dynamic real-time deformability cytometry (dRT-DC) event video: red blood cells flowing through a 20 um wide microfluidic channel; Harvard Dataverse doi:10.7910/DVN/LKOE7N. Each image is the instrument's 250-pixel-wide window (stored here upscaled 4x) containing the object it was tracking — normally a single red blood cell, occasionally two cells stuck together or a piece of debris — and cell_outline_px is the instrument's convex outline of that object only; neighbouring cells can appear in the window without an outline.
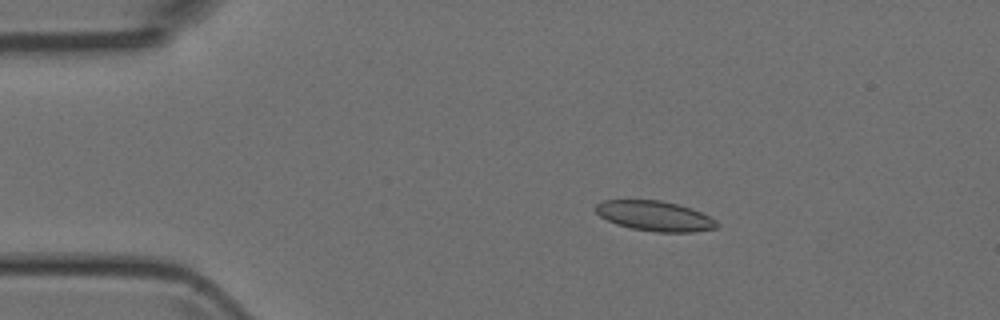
{"species": "Egyptian fruit bat (a non-hibernating species)", "species_latin": "Rousettus aegyptiacus", "temperature_condition": "room temperature", "stored_images_in_passage": 3, "camera_frame_rate_fps": 3000, "um_per_image_px": 0.085, "animal": {"sex": "female"}, "frame": {"image": 1, "passage_image": 1, "time_ms": 0.0, "image_size_px": [1000, 320], "cell_outline_px": [[720, 224], [716, 228], [692, 232], [656, 232], [632, 228], [616, 224], [600, 216], [596, 212], [596, 204], [604, 200], [660, 200], [692, 208], [716, 220]], "centroid_in_image_um": [55.67, 18.36], "position_along_channel_um": 29.3, "area_um2": 21.1}}